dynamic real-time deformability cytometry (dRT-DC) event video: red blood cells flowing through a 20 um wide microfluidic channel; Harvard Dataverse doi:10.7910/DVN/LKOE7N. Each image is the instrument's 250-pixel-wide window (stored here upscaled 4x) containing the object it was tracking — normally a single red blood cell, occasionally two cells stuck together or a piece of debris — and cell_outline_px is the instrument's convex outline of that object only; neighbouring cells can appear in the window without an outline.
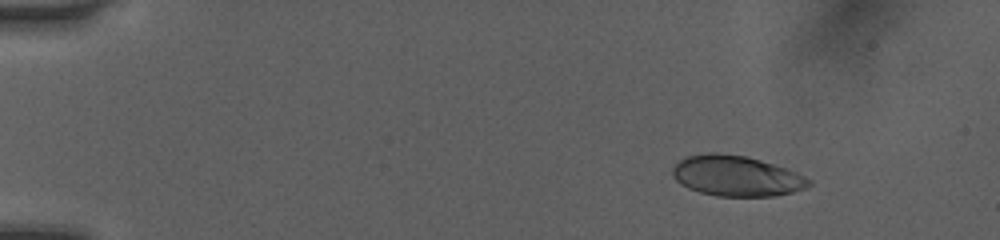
{"species": "human", "species_latin": "Homo sapiens", "temperature_condition": "room temperature", "stored_images_in_passage": 9, "camera_frame_rate_fps": 3000, "um_per_image_px": 0.085, "donor": {"sex": "female"}, "frame": {"image": 1, "passage_image": 3, "time_ms": 0.667, "image_size_px": [1000, 240], "cell_outline_px": [[812, 184], [804, 188], [792, 192], [776, 196], [716, 196], [700, 192], [688, 188], [680, 184], [672, 176], [672, 168], [684, 156], [708, 152], [716, 152], [744, 156], [760, 160], [796, 172], [812, 180]], "centroid_in_image_um": [62.56, 14.95], "position_along_channel_um": 22.4, "area_um2": 32.19}}
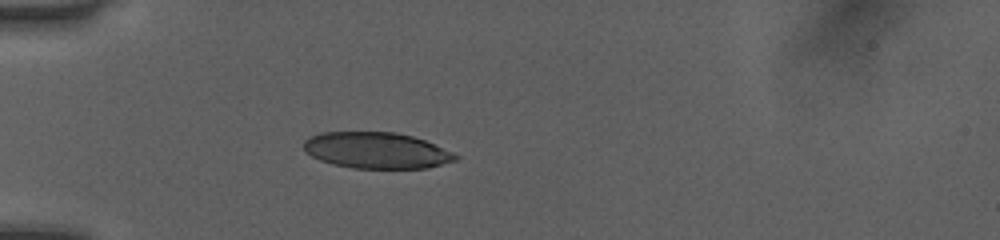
{"frame": {"image": 2, "passage_image": 7, "time_ms": 2.0, "image_size_px": [1000, 240], "cell_outline_px": [[460, 156], [456, 160], [428, 168], [352, 168], [332, 164], [320, 160], [304, 152], [304, 140], [308, 136], [320, 132], [396, 132], [412, 136], [424, 140], [452, 152]], "centroid_in_image_um": [31.96, 12.78], "position_along_channel_um": 53.0, "area_um2": 32.08}}
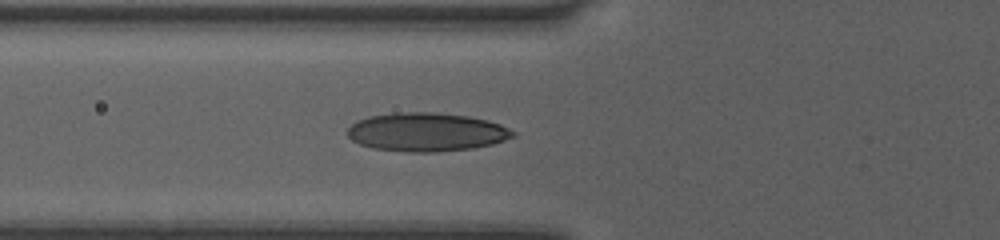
{"frame": {"image": 3, "passage_image": 9, "time_ms": 2.667, "image_size_px": [1000, 240], "cell_outline_px": [[516, 136], [492, 144], [472, 148], [436, 152], [412, 152], [372, 148], [360, 144], [352, 140], [348, 136], [348, 128], [356, 120], [368, 116], [400, 112], [432, 112], [468, 116], [488, 120], [500, 124], [516, 132]], "centroid_in_image_um": [36.25, 11.22], "position_along_channel_um": 89.5, "area_um2": 37.22}}